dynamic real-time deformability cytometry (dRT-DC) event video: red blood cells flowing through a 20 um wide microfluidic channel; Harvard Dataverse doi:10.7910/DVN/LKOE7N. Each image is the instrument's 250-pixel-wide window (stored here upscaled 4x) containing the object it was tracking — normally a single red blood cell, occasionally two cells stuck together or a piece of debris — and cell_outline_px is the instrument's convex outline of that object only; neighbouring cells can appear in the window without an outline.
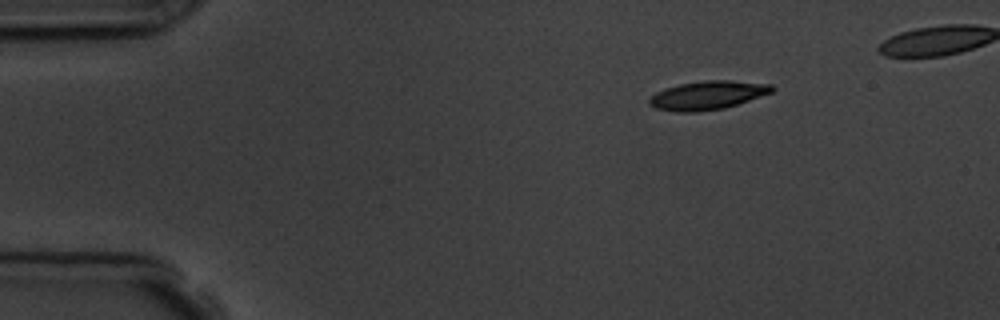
{"species": "common noctule bat (a hibernating species)", "species_latin": "Nyctalus noctula", "temperature_condition": "room temperature", "stored_images_in_passage": 4, "camera_frame_rate_fps": 3000, "um_per_image_px": 0.085, "animal": {"sex": "male", "body_mass_g": 19.5, "forearm_length_mm": 54.6}, "frame": {"image": 1, "passage_image": 1, "time_ms": 0.0, "image_size_px": [1000, 320], "cell_outline_px": [[776, 88], [772, 92], [724, 108], [696, 112], [676, 112], [656, 108], [648, 104], [648, 100], [656, 92], [664, 88], [680, 84], [704, 80], [728, 80], [772, 84]], "centroid_in_image_um": [60.13, 8.09], "position_along_channel_um": 24.9, "area_um2": 20.4}}